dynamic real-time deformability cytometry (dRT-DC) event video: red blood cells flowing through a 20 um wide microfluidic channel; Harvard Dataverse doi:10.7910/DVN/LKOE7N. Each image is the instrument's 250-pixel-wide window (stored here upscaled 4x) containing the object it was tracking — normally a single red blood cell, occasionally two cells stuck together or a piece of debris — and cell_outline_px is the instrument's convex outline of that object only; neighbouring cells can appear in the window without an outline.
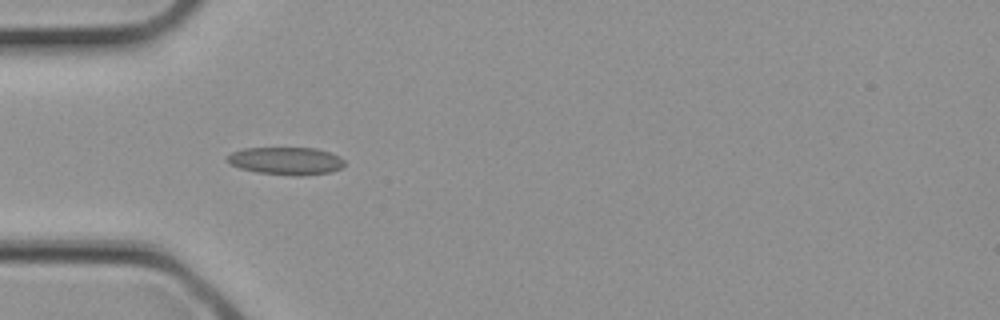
{"species": "common noctule bat (a hibernating species)", "species_latin": "Nyctalus noctula", "temperature_condition": "cold", "stored_images_in_passage": 2, "camera_frame_rate_fps": 3000, "um_per_image_px": 0.085, "animal": {"sex": "female", "body_mass_g": 21.9}, "frame": {"image": 1, "passage_image": 2, "time_ms": 0.333, "image_size_px": [1000, 320], "cell_outline_px": [[344, 164], [340, 168], [332, 172], [300, 176], [296, 176], [256, 172], [240, 168], [232, 164], [224, 156], [232, 152], [244, 148], [316, 148], [340, 156], [344, 160]], "centroid_in_image_um": [24.32, 13.67], "position_along_channel_um": 60.7, "area_um2": 18.9}}